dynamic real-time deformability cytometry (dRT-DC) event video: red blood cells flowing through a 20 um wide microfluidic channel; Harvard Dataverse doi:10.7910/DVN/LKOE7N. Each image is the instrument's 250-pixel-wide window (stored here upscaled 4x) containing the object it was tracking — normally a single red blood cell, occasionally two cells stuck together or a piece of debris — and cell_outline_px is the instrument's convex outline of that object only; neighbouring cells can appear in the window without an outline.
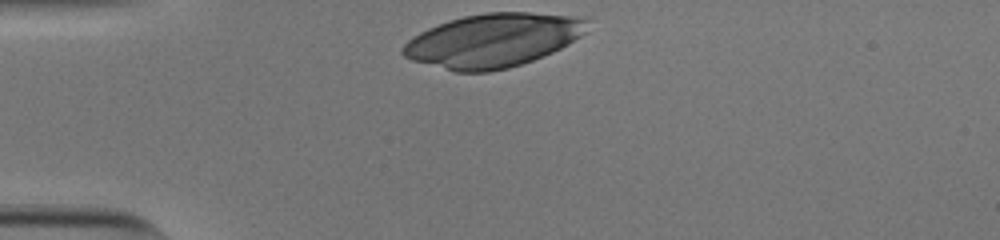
{"species": "human", "species_latin": "Homo sapiens", "temperature_condition": "cold", "stored_images_in_passage": 30, "camera_frame_rate_fps": 3000, "um_per_image_px": 0.085, "donor": {"sex": "male"}, "frame": {"image": 1, "passage_image": 1, "time_ms": 0.0, "image_size_px": [1000, 240], "cell_outline_px": [[588, 32], [568, 44], [552, 52], [532, 60], [508, 68], [488, 72], [456, 72], [412, 60], [404, 56], [400, 52], [404, 44], [408, 40], [420, 32], [428, 28], [448, 20], [464, 16], [484, 12], [528, 12], [572, 16], [588, 20]], "centroid_in_image_um": [41.9, 3.43], "position_along_channel_um": 43.1, "area_um2": 57.51}}